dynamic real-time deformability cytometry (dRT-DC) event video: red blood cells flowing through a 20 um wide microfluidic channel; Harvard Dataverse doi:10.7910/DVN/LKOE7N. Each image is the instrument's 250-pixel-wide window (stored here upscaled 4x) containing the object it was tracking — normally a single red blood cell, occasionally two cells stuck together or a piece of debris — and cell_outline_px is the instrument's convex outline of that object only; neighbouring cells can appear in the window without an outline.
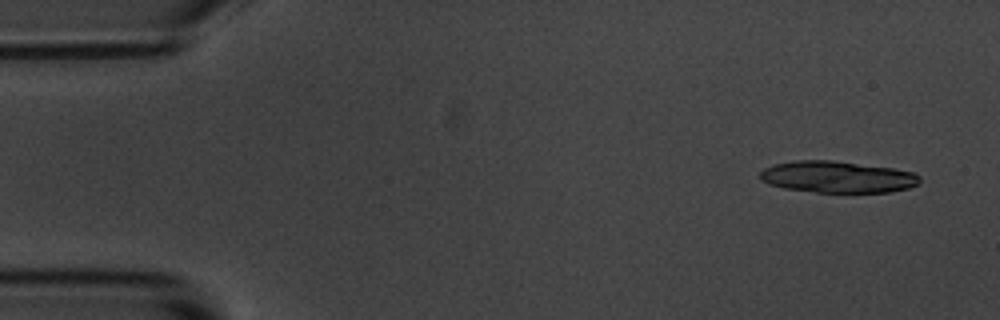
{"species": "common noctule bat (a hibernating species)", "species_latin": "Nyctalus noctula", "temperature_condition": "room temperature", "stored_images_in_passage": 4, "camera_frame_rate_fps": 3000, "um_per_image_px": 0.085, "animal": {"sex": "male", "body_mass_g": 20.1, "forearm_length_mm": 53.5}, "frame": {"image": 1, "passage_image": 1, "time_ms": 0.0, "image_size_px": [1000, 320], "cell_outline_px": [[920, 180], [916, 184], [908, 188], [888, 192], [816, 192], [784, 188], [768, 184], [760, 180], [760, 172], [764, 168], [776, 164], [796, 160], [832, 160], [892, 168], [912, 172], [920, 176]], "centroid_in_image_um": [71.15, 15.04], "position_along_channel_um": 13.9, "area_um2": 29.25}}